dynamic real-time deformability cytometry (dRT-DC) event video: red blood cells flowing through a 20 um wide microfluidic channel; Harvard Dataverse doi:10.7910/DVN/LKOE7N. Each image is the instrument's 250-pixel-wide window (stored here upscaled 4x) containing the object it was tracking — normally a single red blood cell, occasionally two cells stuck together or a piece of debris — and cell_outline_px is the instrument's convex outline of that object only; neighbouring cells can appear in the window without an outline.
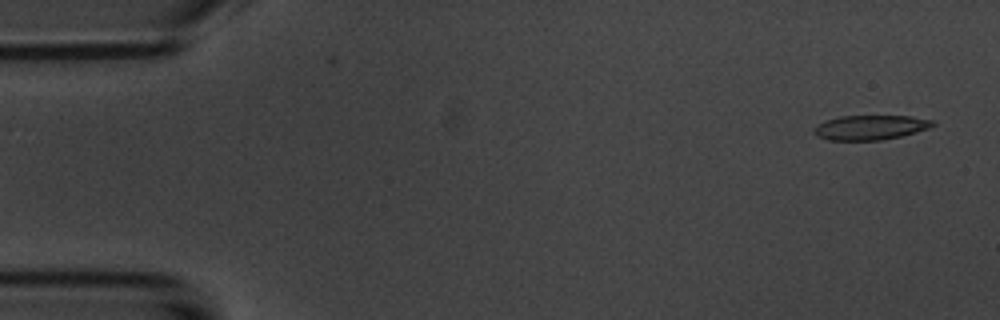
{"species": "common noctule bat (a hibernating species)", "species_latin": "Nyctalus noctula", "temperature_condition": "room temperature", "stored_images_in_passage": 5, "camera_frame_rate_fps": 3000, "um_per_image_px": 0.085, "animal": {"sex": "male", "body_mass_g": 20.1, "forearm_length_mm": 53.5}, "frame": {"image": 1, "passage_image": 1, "time_ms": 0.0, "image_size_px": [1000, 320], "cell_outline_px": [[936, 124], [928, 128], [916, 132], [900, 136], [880, 140], [828, 140], [816, 136], [812, 132], [812, 128], [828, 120], [840, 116], [912, 116], [936, 120]], "centroid_in_image_um": [73.99, 10.83], "position_along_channel_um": 11.0, "area_um2": 17.05}}